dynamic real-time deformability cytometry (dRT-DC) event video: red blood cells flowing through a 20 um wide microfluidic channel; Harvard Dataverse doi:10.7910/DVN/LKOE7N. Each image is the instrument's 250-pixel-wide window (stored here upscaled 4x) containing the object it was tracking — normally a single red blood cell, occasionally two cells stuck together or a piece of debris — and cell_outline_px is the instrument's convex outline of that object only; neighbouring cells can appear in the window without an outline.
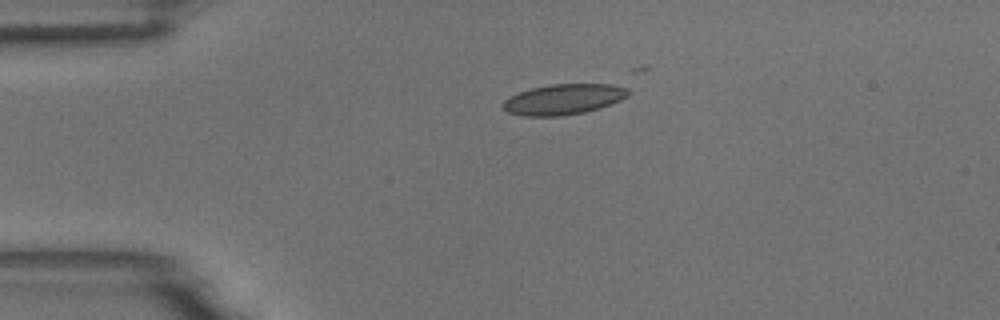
{"species": "common noctule bat (a hibernating species)", "species_latin": "Nyctalus noctula", "temperature_condition": "room temperature", "stored_images_in_passage": 3, "camera_frame_rate_fps": 3000, "um_per_image_px": 0.085, "animal": {"sex": "male", "body_mass_g": 18.8}, "frame": {"image": 1, "passage_image": 1, "time_ms": 0.0, "image_size_px": [1000, 320], "cell_outline_px": [[628, 96], [620, 100], [600, 108], [584, 112], [560, 116], [524, 116], [508, 112], [504, 108], [504, 100], [508, 96], [532, 88], [552, 84], [628, 84]], "centroid_in_image_um": [47.96, 8.42], "position_along_channel_um": 37.0, "area_um2": 22.37}}